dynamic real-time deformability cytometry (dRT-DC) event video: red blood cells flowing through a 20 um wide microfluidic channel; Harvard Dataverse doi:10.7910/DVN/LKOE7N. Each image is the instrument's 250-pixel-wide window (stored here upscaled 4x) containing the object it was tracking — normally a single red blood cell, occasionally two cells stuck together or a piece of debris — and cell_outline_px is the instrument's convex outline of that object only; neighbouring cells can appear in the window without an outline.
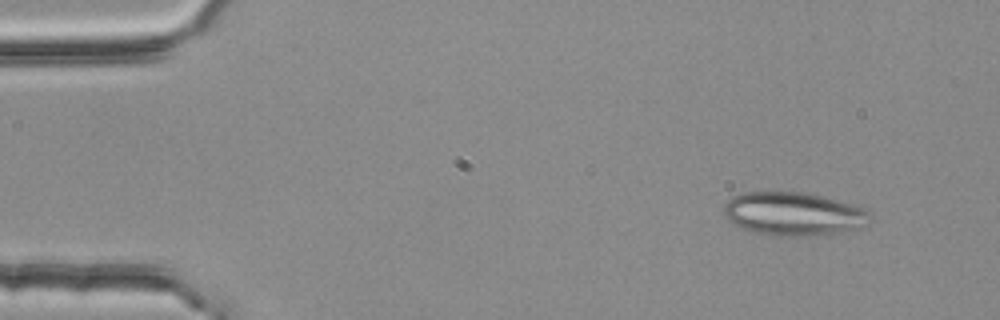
{"species": "common noctule bat (a hibernating species)", "species_latin": "Nyctalus noctula", "temperature_condition": "room temperature", "stored_images_in_passage": 3, "camera_frame_rate_fps": 3000, "um_per_image_px": 0.085, "animal": {"sex": "female", "body_mass_g": 25.1}, "frame": {"image": 1, "passage_image": 1, "time_ms": 0.0, "image_size_px": [1000, 320], "cell_outline_px": [[868, 224], [840, 232], [800, 236], [776, 236], [756, 232], [732, 224], [724, 216], [724, 204], [732, 196], [744, 192], [804, 192], [824, 196], [864, 208], [868, 212]], "centroid_in_image_um": [67.39, 18.16], "position_along_channel_um": 17.6, "area_um2": 36.65}}